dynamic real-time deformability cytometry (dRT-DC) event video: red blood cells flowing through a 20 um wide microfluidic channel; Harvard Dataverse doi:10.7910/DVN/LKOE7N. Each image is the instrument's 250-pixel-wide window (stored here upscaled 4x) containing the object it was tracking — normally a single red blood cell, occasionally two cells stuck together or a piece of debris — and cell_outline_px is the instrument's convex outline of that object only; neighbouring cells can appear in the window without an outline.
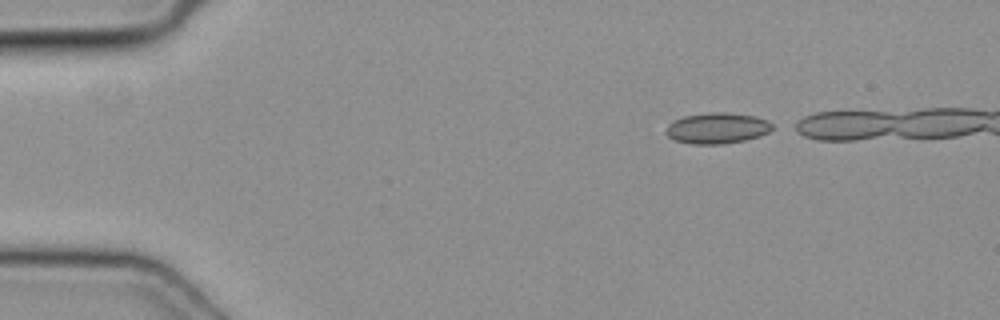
{"species": "common noctule bat (a hibernating species)", "species_latin": "Nyctalus noctula", "temperature_condition": "cold", "stored_images_in_passage": 33, "camera_frame_rate_fps": 3000, "um_per_image_px": 0.085, "animal": {"sex": "female", "body_mass_g": 19.3, "forearm_length_mm": 54.1}, "frame": {"image": 1, "passage_image": 1, "time_ms": 0.0, "image_size_px": [1000, 320], "cell_outline_px": [[772, 128], [768, 132], [744, 140], [724, 144], [692, 144], [676, 140], [668, 136], [664, 132], [668, 124], [672, 120], [684, 116], [712, 112], [728, 112], [756, 116], [768, 120], [772, 124]], "centroid_in_image_um": [60.93, 10.88], "position_along_channel_um": 24.1, "area_um2": 19.13}}
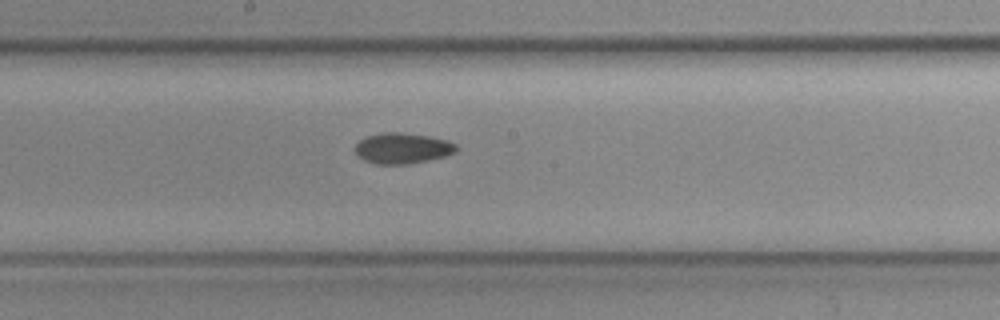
{"frame": {"image": 2, "passage_image": 20, "time_ms": 6.333, "image_size_px": [1000, 320], "cell_outline_px": [[456, 152], [444, 156], [428, 160], [408, 164], [376, 164], [364, 160], [356, 152], [356, 144], [360, 140], [368, 136], [384, 132], [400, 132], [428, 136], [444, 140], [456, 144]], "centroid_in_image_um": [34.2, 12.6], "position_along_channel_um": 214.0, "area_um2": 17.8}}
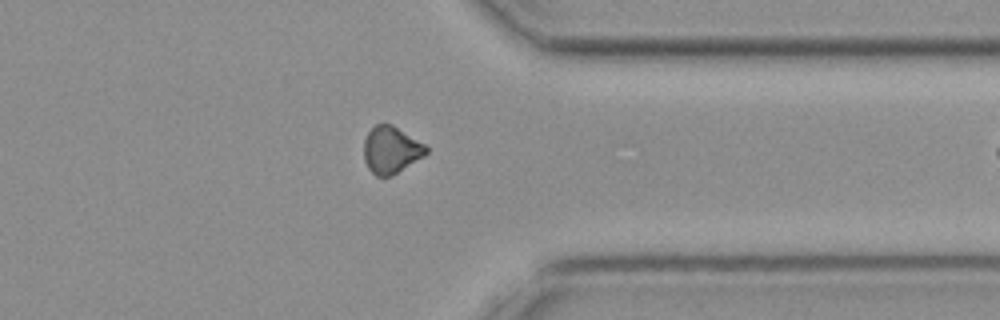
{"frame": {"image": 3, "passage_image": 32, "time_ms": 10.333, "image_size_px": [1000, 320], "cell_outline_px": [[428, 152], [424, 156], [392, 176], [376, 176], [368, 168], [364, 160], [364, 140], [368, 132], [376, 124], [392, 124], [424, 144], [428, 148]], "centroid_in_image_um": [33.23, 12.75], "position_along_channel_um": 378.2, "area_um2": 16.99}}